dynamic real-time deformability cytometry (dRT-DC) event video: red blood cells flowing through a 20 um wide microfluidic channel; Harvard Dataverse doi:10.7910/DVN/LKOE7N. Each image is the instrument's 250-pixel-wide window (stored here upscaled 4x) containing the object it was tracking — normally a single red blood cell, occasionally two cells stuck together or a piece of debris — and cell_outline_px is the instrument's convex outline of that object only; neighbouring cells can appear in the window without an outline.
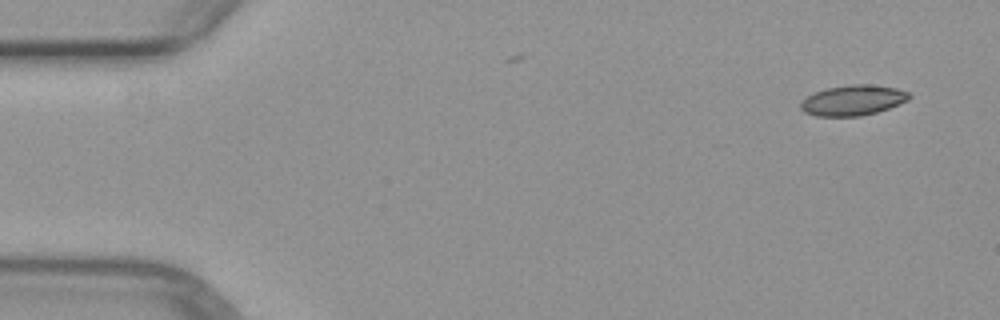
{"species": "common noctule bat (a hibernating species)", "species_latin": "Nyctalus noctula", "temperature_condition": "warm", "stored_images_in_passage": 2, "camera_frame_rate_fps": 3000, "um_per_image_px": 0.085, "animal": {"sex": "female", "body_mass_g": 29.2, "forearm_length_mm": 56.3}, "frame": {"image": 1, "passage_image": 2, "time_ms": 1.0, "image_size_px": [1000, 320], "cell_outline_px": [[912, 96], [908, 100], [888, 108], [876, 112], [860, 116], [816, 116], [804, 112], [800, 108], [800, 100], [816, 92], [828, 88], [852, 84], [868, 84], [896, 88], [908, 92]], "centroid_in_image_um": [72.48, 8.53], "position_along_channel_um": 12.5, "area_um2": 19.07}}